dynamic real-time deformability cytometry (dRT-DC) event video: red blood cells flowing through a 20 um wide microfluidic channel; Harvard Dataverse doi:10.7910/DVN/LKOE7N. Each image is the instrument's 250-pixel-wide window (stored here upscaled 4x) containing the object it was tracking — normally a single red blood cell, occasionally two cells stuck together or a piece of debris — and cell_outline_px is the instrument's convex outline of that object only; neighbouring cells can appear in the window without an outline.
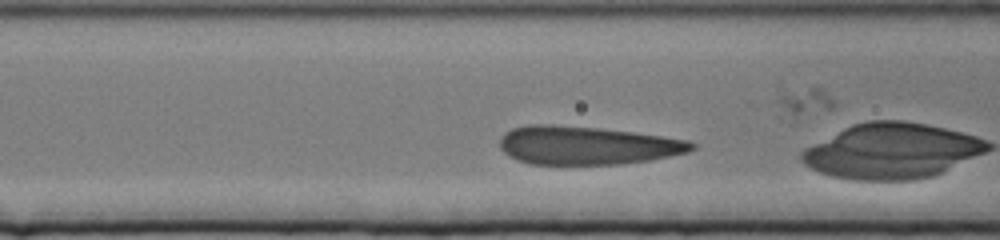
{"species": "human", "species_latin": "Homo sapiens", "temperature_condition": "cold", "stored_images_in_passage": 40, "camera_frame_rate_fps": 3000, "um_per_image_px": 0.085, "donor": {"sex": "female"}, "frame": {"image": 1, "passage_image": 5, "time_ms": 1.333, "image_size_px": [1000, 240], "cell_outline_px": [[696, 148], [688, 152], [652, 160], [620, 164], [528, 164], [516, 160], [504, 152], [500, 148], [500, 140], [512, 128], [528, 124], [552, 124], [596, 128], [632, 132], [688, 140], [696, 144]], "centroid_in_image_um": [49.9, 12.36], "position_along_channel_um": 116.7, "area_um2": 42.83}}
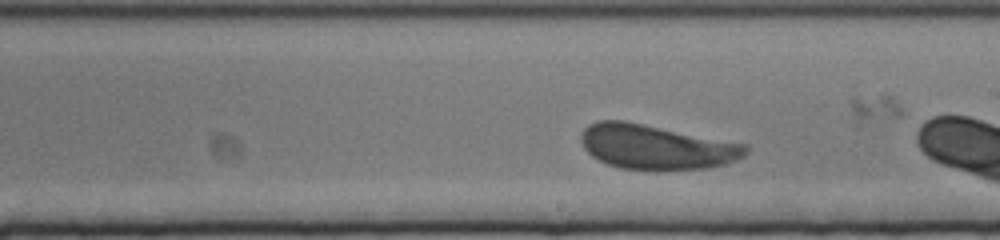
{"frame": {"image": 2, "passage_image": 20, "time_ms": 6.333, "image_size_px": [1000, 240], "cell_outline_px": [[748, 152], [744, 156], [728, 164], [704, 168], [656, 172], [620, 168], [608, 164], [592, 156], [584, 148], [580, 140], [580, 136], [584, 128], [588, 124], [596, 120], [624, 120], [748, 144]], "centroid_in_image_um": [55.79, 12.51], "position_along_channel_um": 233.2, "area_um2": 43.7}}
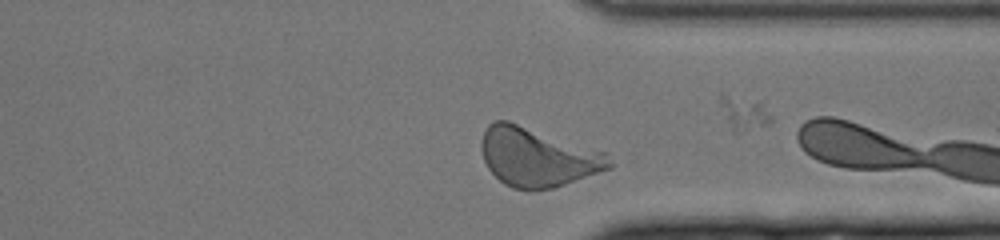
{"frame": {"image": 3, "passage_image": 37, "time_ms": 12.0, "image_size_px": [1000, 240], "cell_outline_px": [[612, 168], [556, 188], [528, 192], [512, 188], [504, 184], [488, 168], [484, 160], [480, 148], [480, 144], [484, 132], [488, 124], [496, 120], [508, 120], [608, 152], [612, 164]], "centroid_in_image_um": [45.71, 13.37], "position_along_channel_um": 365.7, "area_um2": 44.74}}